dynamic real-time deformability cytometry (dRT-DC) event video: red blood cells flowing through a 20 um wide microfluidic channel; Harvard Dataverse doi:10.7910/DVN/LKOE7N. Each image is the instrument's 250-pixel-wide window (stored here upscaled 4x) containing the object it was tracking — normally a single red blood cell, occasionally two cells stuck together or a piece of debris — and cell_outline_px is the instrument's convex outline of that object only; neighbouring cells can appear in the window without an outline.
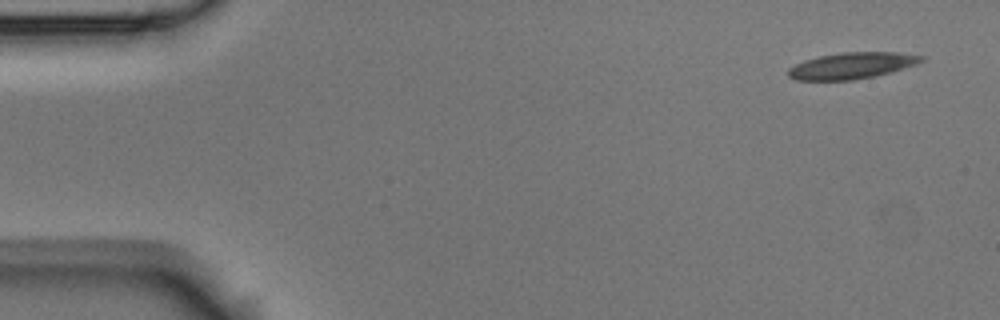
{"species": "Egyptian fruit bat (a non-hibernating species)", "species_latin": "Rousettus aegyptiacus", "temperature_condition": "room temperature", "stored_images_in_passage": 5, "camera_frame_rate_fps": 3000, "um_per_image_px": 0.085, "animal": {"sex": "male"}, "frame": {"image": 1, "passage_image": 1, "time_ms": 0.0, "image_size_px": [1000, 320], "cell_outline_px": [[924, 60], [916, 64], [892, 72], [876, 76], [856, 80], [796, 80], [788, 76], [788, 68], [804, 60], [820, 56], [840, 52], [900, 52], [924, 56]], "centroid_in_image_um": [72.42, 5.58], "position_along_channel_um": 12.6, "area_um2": 20.58}}